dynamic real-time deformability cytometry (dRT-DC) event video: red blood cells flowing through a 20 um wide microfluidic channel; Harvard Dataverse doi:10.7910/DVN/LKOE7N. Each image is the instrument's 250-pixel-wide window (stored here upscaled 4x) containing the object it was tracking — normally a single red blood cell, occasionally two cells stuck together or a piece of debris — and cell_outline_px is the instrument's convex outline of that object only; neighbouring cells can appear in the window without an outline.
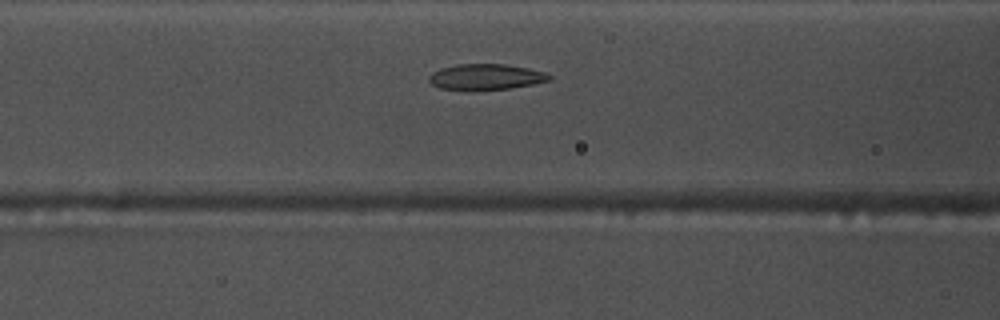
{"species": "common noctule bat (a hibernating species)", "species_latin": "Nyctalus noctula", "temperature_condition": "warm", "stored_images_in_passage": 37, "camera_frame_rate_fps": 3000, "um_per_image_px": 0.085, "animal": {"sex": "male", "body_mass_g": 17.5, "forearm_length_mm": 52.3}, "frame": {"image": 1, "passage_image": 14, "time_ms": 4.333, "image_size_px": [1000, 320], "cell_outline_px": [[552, 80], [512, 88], [440, 88], [432, 84], [428, 80], [428, 76], [432, 72], [440, 68], [456, 64], [504, 64], [528, 68], [544, 72], [552, 76]], "centroid_in_image_um": [41.31, 6.5], "position_along_channel_um": 125.3, "area_um2": 17.57}}
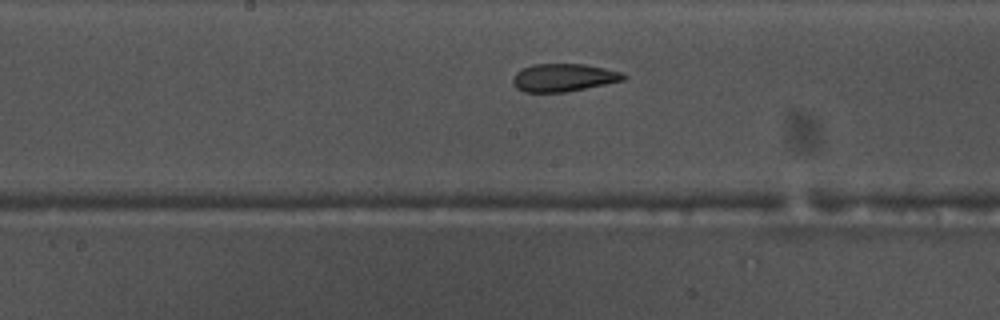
{"frame": {"image": 2, "passage_image": 20, "time_ms": 6.333, "image_size_px": [1000, 320], "cell_outline_px": [[628, 76], [624, 80], [568, 92], [524, 92], [516, 88], [512, 84], [512, 76], [516, 72], [532, 64], [584, 64], [604, 68], [620, 72]], "centroid_in_image_um": [47.87, 6.6], "position_along_channel_um": 200.3, "area_um2": 18.03}}
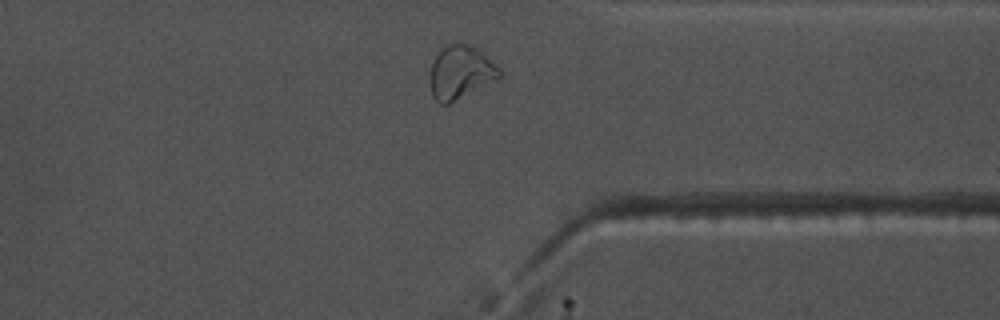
{"frame": {"image": 3, "passage_image": 34, "time_ms": 11.0, "image_size_px": [1000, 320], "cell_outline_px": [[500, 76], [448, 104], [440, 104], [432, 96], [432, 60], [440, 48], [444, 44], [456, 40], [468, 44], [476, 48], [500, 68]], "centroid_in_image_um": [39.1, 6.07], "position_along_channel_um": 372.3, "area_um2": 21.15}, "authors_computed_cell_mechanics": {"area_um2": 18.3226, "velocity_mm_per_s": 3.768, "shape_relaxation_time_tau1_ms": null, "shape_relaxation_time_tau2_ms": 2.0607, "deformation_change_tau1": null, "deformation_change_tau2": 0.092}}